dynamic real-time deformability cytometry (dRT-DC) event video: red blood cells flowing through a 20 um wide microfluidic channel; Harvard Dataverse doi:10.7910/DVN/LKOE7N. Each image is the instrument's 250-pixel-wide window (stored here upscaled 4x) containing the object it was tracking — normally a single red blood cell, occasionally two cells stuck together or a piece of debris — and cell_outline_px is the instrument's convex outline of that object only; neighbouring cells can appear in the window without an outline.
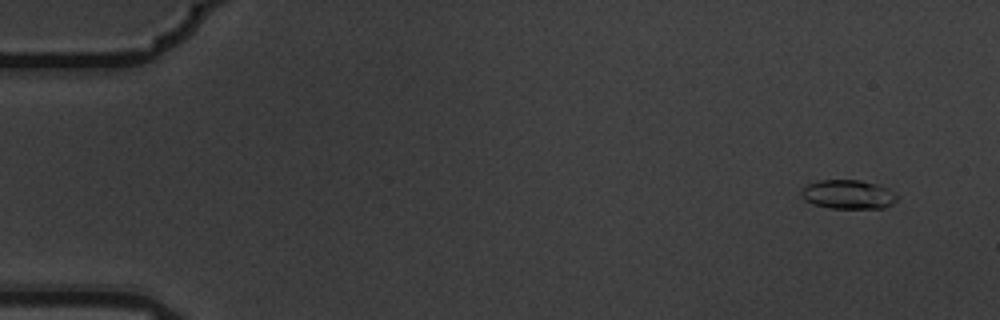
{"species": "common noctule bat (a hibernating species)", "species_latin": "Nyctalus noctula", "temperature_condition": "warm", "stored_images_in_passage": 4, "camera_frame_rate_fps": 3000, "um_per_image_px": 0.085, "animal": {"sex": "male", "body_mass_g": 19.5, "forearm_length_mm": 54.6}, "frame": {"image": 1, "passage_image": 1, "time_ms": 0.0, "image_size_px": [1000, 320], "cell_outline_px": [[900, 196], [892, 204], [884, 208], [832, 208], [816, 204], [804, 200], [800, 196], [800, 188], [808, 184], [820, 180], [860, 180], [876, 184], [888, 188]], "centroid_in_image_um": [72.09, 16.52], "position_along_channel_um": 12.9, "area_um2": 16.3}}